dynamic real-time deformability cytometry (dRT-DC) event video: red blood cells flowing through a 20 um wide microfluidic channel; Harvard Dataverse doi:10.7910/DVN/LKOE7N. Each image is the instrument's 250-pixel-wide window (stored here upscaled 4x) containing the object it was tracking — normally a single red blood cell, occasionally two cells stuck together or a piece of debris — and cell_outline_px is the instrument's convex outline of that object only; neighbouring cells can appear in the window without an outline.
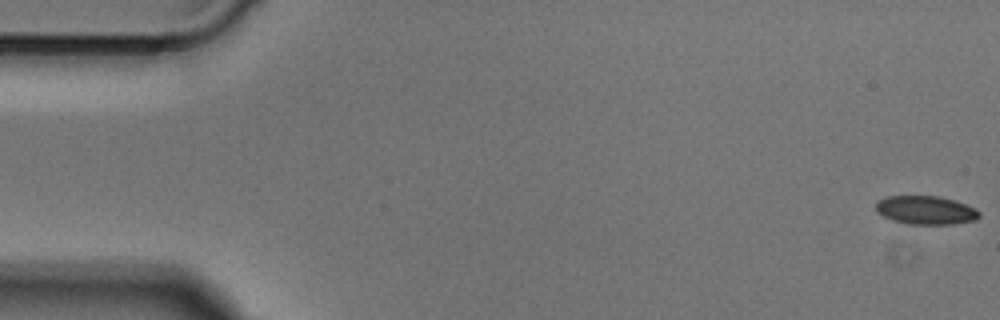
{"species": "Egyptian fruit bat (a non-hibernating species)", "species_latin": "Rousettus aegyptiacus", "temperature_condition": "cold", "stored_images_in_passage": 50, "camera_frame_rate_fps": 3000, "um_per_image_px": 0.085, "animal": {"sex": "male"}, "frame": {"image": 1, "passage_image": 1, "time_ms": 0.0, "image_size_px": [1000, 320], "cell_outline_px": [[980, 216], [976, 220], [952, 224], [908, 224], [892, 220], [876, 212], [876, 204], [880, 200], [888, 196], [940, 196], [976, 208], [980, 212]], "centroid_in_image_um": [78.7, 17.87], "position_along_channel_um": 6.3, "area_um2": 17.11}}
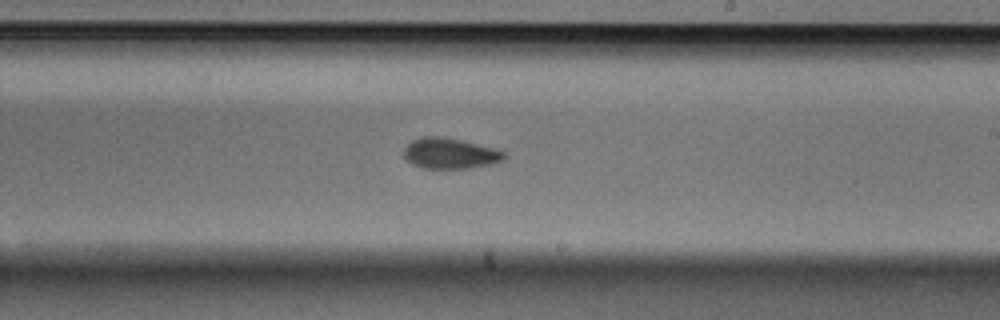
{"frame": {"image": 2, "passage_image": 29, "time_ms": 9.333, "image_size_px": [1000, 320], "cell_outline_px": [[504, 160], [492, 164], [468, 168], [424, 168], [412, 164], [404, 156], [404, 148], [412, 140], [420, 136], [444, 136], [496, 148], [504, 152]], "centroid_in_image_um": [38.25, 13.02], "position_along_channel_um": 250.8, "area_um2": 17.98}}
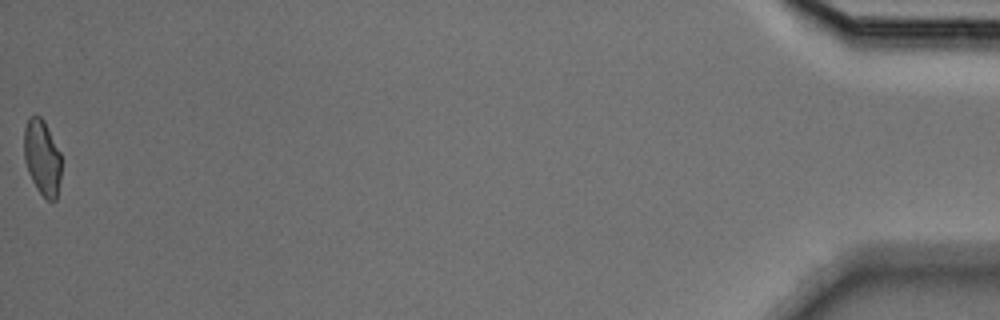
{"frame": {"image": 3, "passage_image": 50, "time_ms": 16.333, "image_size_px": [1000, 320], "cell_outline_px": [[60, 180], [56, 200], [48, 200], [36, 188], [28, 172], [24, 160], [24, 128], [28, 116], [40, 116], [44, 120], [60, 152]], "centroid_in_image_um": [3.56, 13.36], "position_along_channel_um": 431.6, "area_um2": 16.36}}